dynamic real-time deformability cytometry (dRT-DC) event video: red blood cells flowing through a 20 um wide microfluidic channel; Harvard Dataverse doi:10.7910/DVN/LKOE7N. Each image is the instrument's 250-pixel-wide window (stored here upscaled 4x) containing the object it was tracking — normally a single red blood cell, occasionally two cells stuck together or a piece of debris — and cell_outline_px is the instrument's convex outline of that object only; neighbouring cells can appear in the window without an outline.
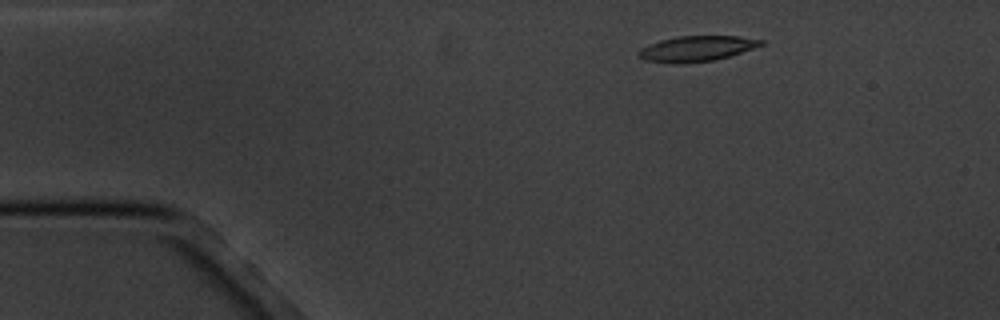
{"species": "common noctule bat (a hibernating species)", "species_latin": "Nyctalus noctula", "temperature_condition": "cold", "stored_images_in_passage": 4, "camera_frame_rate_fps": 3000, "um_per_image_px": 0.085, "animal": {"sex": "male", "body_mass_g": 20.1, "forearm_length_mm": 53.5}, "frame": {"image": 1, "passage_image": 2, "time_ms": 1.0, "image_size_px": [1000, 320], "cell_outline_px": [[764, 44], [716, 60], [644, 60], [636, 52], [640, 48], [648, 44], [660, 40], [676, 36], [740, 36], [764, 40]], "centroid_in_image_um": [59.26, 4.06], "position_along_channel_um": 25.7, "area_um2": 17.11}}